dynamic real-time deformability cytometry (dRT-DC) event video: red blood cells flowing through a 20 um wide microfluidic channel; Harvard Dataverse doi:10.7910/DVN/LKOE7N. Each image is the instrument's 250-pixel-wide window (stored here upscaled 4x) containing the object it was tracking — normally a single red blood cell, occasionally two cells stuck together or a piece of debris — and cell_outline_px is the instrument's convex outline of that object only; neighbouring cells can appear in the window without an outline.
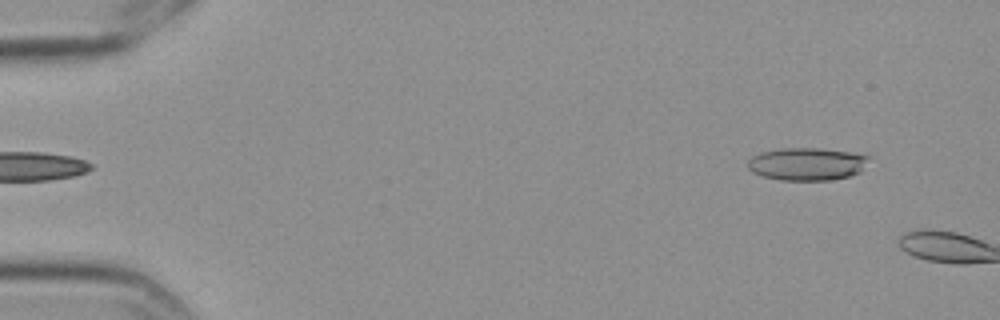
{"species": "Egyptian fruit bat (a non-hibernating species)", "species_latin": "Rousettus aegyptiacus", "temperature_condition": "cold", "stored_images_in_passage": 6, "segment_of_instrument_passage": [2, 2], "camera_frame_rate_fps": 3000, "um_per_image_px": 0.085, "frame": {"image": 1, "passage_image": 6, "time_ms": 1.667, "image_size_px": [1000, 320], "cell_outline_px": [[872, 156], [860, 172], [848, 176], [832, 180], [780, 180], [764, 176], [752, 172], [748, 168], [748, 160], [752, 156], [760, 152], [780, 148], [820, 148], [848, 152]], "centroid_in_image_um": [68.59, 13.93], "position_along_channel_um": 16.4, "area_um2": 23.12}}